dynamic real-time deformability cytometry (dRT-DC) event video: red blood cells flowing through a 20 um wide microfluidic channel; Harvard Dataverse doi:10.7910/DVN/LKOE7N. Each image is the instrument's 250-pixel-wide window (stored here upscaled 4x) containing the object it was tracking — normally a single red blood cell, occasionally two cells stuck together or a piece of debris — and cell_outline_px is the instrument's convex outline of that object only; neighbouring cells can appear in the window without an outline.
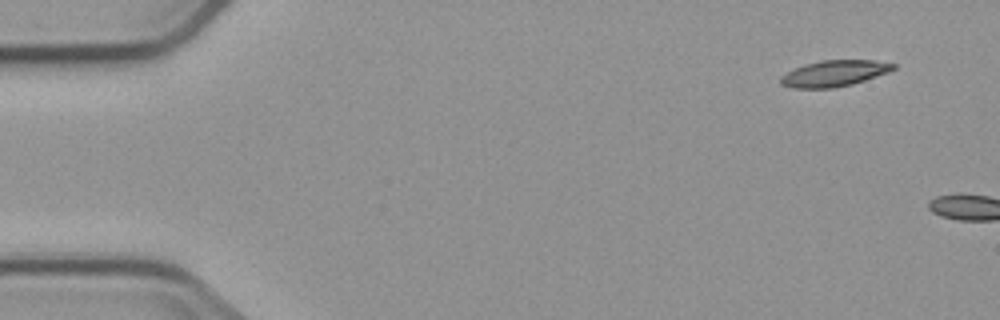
{"species": "common noctule bat (a hibernating species)", "species_latin": "Nyctalus noctula", "temperature_condition": "cold", "stored_images_in_passage": 6, "segment_of_instrument_passage": [2, 2], "camera_frame_rate_fps": 3000, "um_per_image_px": 0.085, "animal": {"sex": "male", "body_mass_g": 23.1, "forearm_length_mm": 52.7}, "frame": {"image": 1, "passage_image": 6, "time_ms": 6.667, "image_size_px": [1000, 320], "cell_outline_px": [[896, 68], [888, 72], [852, 84], [832, 88], [792, 88], [780, 84], [780, 76], [804, 64], [820, 60], [872, 60], [896, 64]], "centroid_in_image_um": [70.89, 6.24], "position_along_channel_um": 14.1, "area_um2": 17.05}}